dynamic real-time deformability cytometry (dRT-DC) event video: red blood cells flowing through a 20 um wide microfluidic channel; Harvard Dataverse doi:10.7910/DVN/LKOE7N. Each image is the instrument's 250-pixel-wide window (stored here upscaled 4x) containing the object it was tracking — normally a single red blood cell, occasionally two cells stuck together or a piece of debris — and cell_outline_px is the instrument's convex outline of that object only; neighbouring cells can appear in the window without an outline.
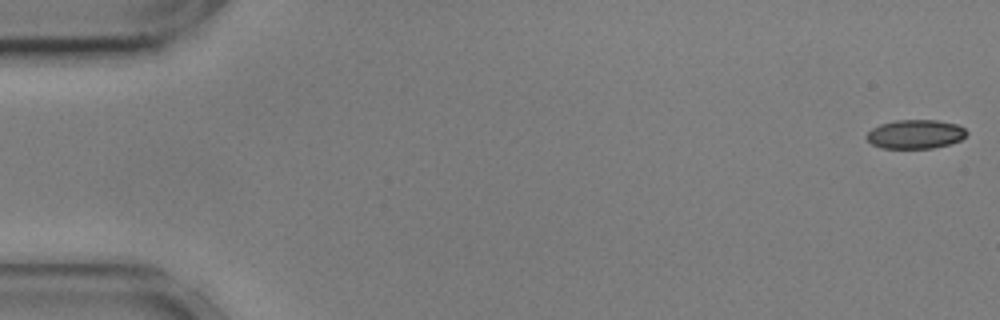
{"species": "common noctule bat (a hibernating species)", "species_latin": "Nyctalus noctula", "temperature_condition": "cold", "stored_images_in_passage": 8, "camera_frame_rate_fps": 3000, "um_per_image_px": 0.085, "animal": {"sex": "male", "body_mass_g": 17.9, "forearm_length_mm": 54.2}, "frame": {"image": 1, "passage_image": 1, "time_ms": 0.0, "image_size_px": [1000, 320], "cell_outline_px": [[968, 132], [960, 140], [948, 144], [932, 148], [880, 148], [872, 144], [864, 136], [872, 128], [880, 124], [896, 120], [936, 120], [956, 124], [964, 128]], "centroid_in_image_um": [77.77, 11.4], "position_along_channel_um": 7.2, "area_um2": 16.82}}